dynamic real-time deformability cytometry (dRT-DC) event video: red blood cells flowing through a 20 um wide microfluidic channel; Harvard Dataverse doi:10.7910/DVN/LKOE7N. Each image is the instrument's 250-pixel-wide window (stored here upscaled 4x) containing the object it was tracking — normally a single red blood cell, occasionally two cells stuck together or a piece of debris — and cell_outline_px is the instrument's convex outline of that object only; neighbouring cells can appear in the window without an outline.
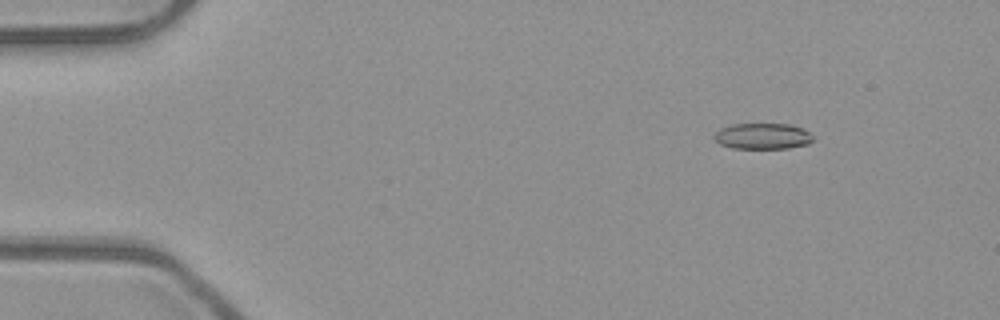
{"species": "common noctule bat (a hibernating species)", "species_latin": "Nyctalus noctula", "temperature_condition": "room temperature", "stored_images_in_passage": 52, "camera_frame_rate_fps": 3000, "um_per_image_px": 0.085, "animal": {"sex": "male", "body_mass_g": 23.1, "forearm_length_mm": 52.7}, "frame": {"image": 1, "passage_image": 6, "time_ms": 1.667, "image_size_px": [1000, 320], "cell_outline_px": [[816, 136], [808, 144], [788, 148], [732, 148], [720, 144], [712, 136], [720, 128], [732, 124], [788, 124], [800, 128]], "centroid_in_image_um": [64.82, 11.57], "position_along_channel_um": 20.2, "area_um2": 14.91}}
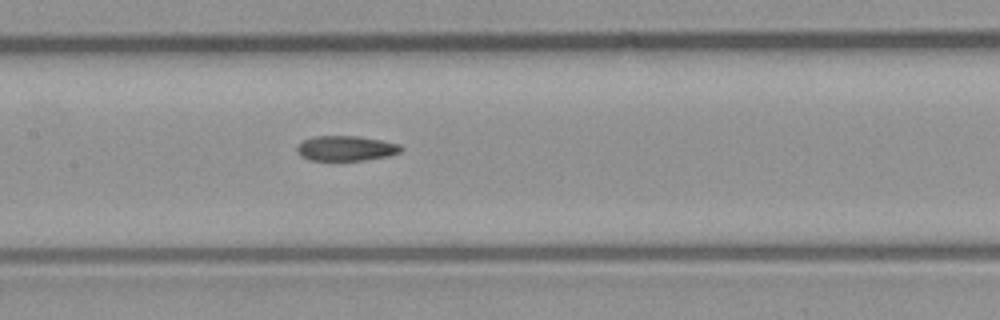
{"frame": {"image": 2, "passage_image": 25, "time_ms": 8.0, "image_size_px": [1000, 320], "cell_outline_px": [[404, 148], [400, 152], [388, 156], [364, 160], [308, 160], [300, 156], [296, 152], [296, 144], [312, 136], [356, 136], [380, 140], [400, 144]], "centroid_in_image_um": [29.36, 12.61], "position_along_channel_um": 178.0, "area_um2": 15.32}}
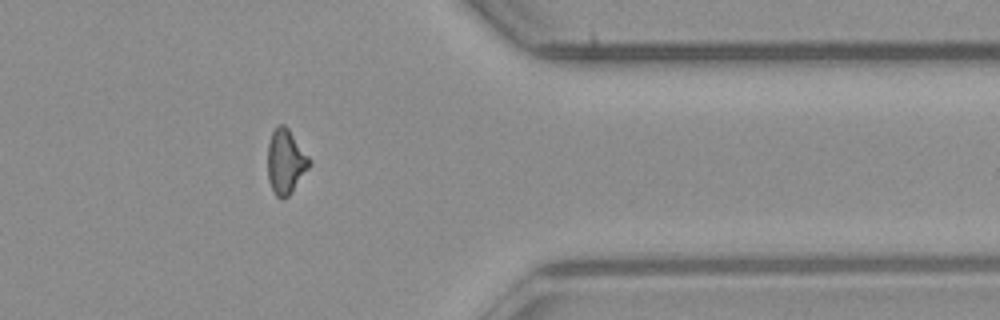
{"frame": {"image": 3, "passage_image": 42, "time_ms": 13.667, "image_size_px": [1000, 320], "cell_outline_px": [[312, 164], [288, 196], [284, 200], [280, 200], [276, 196], [268, 180], [268, 144], [272, 132], [280, 124], [284, 124], [288, 128], [312, 160]], "centroid_in_image_um": [24.3, 13.75], "position_along_channel_um": 387.1, "area_um2": 15.72}, "authors_computed_cell_mechanics": {"area_um2": 15.4904, "velocity_mm_per_s": 3.9725, "shape_relaxation_time_tau1_ms": null, "shape_relaxation_time_tau2_ms": 7.466, "deformation_change_tau1": null, "deformation_change_tau2": 0.1662}}